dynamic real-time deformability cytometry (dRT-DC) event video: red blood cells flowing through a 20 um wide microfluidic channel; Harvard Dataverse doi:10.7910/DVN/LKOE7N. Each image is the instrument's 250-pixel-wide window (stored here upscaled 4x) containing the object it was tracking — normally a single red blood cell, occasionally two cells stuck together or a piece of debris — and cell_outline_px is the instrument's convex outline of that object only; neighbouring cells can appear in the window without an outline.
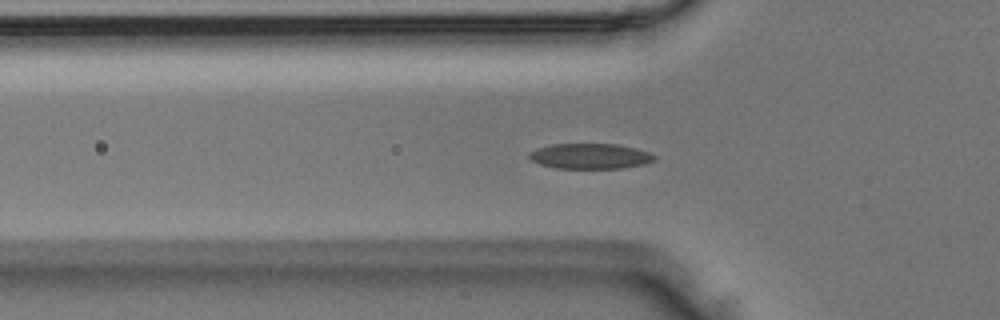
{"species": "Egyptian fruit bat (a non-hibernating species)", "species_latin": "Rousettus aegyptiacus", "temperature_condition": "room temperature", "stored_images_in_passage": 50, "camera_frame_rate_fps": 3000, "um_per_image_px": 0.085, "animal": {"sex": "male"}, "frame": {"image": 1, "passage_image": 16, "time_ms": 5.0, "image_size_px": [1000, 320], "cell_outline_px": [[656, 160], [644, 164], [624, 168], [556, 168], [540, 164], [532, 160], [528, 156], [528, 152], [536, 148], [552, 144], [616, 144], [636, 148], [648, 152], [656, 156]], "centroid_in_image_um": [50.16, 13.27], "position_along_channel_um": 75.6, "area_um2": 18.55}}
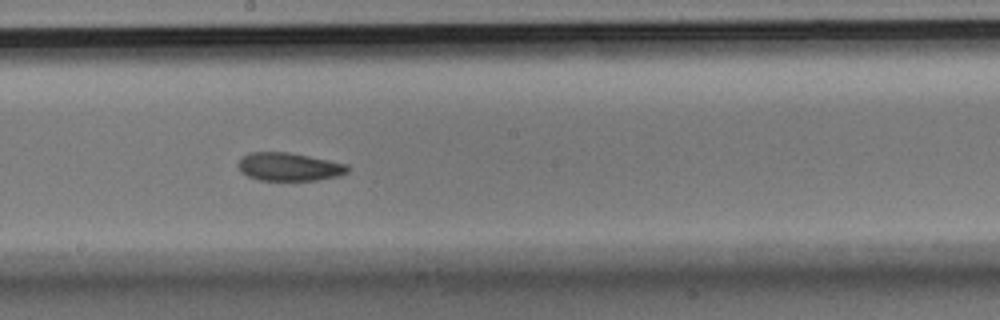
{"frame": {"image": 2, "passage_image": 27, "time_ms": 8.667, "image_size_px": [1000, 320], "cell_outline_px": [[348, 172], [340, 176], [316, 180], [260, 180], [248, 176], [240, 172], [236, 164], [248, 152], [288, 152], [348, 164]], "centroid_in_image_um": [24.55, 14.18], "position_along_channel_um": 223.6, "area_um2": 17.98}}
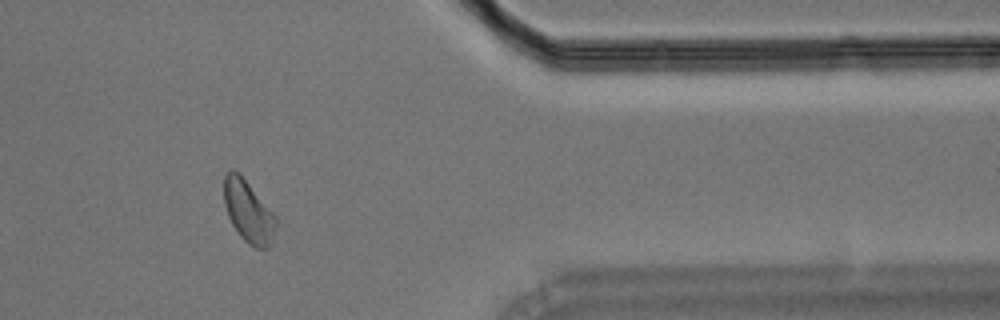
{"frame": {"image": 3, "passage_image": 41, "time_ms": 13.333, "image_size_px": [1000, 320], "cell_outline_px": [[276, 228], [268, 248], [256, 248], [248, 244], [240, 236], [232, 224], [228, 216], [224, 204], [224, 176], [232, 168], [240, 172], [276, 216]], "centroid_in_image_um": [21.1, 17.94], "position_along_channel_um": 390.3, "area_um2": 18.84}}